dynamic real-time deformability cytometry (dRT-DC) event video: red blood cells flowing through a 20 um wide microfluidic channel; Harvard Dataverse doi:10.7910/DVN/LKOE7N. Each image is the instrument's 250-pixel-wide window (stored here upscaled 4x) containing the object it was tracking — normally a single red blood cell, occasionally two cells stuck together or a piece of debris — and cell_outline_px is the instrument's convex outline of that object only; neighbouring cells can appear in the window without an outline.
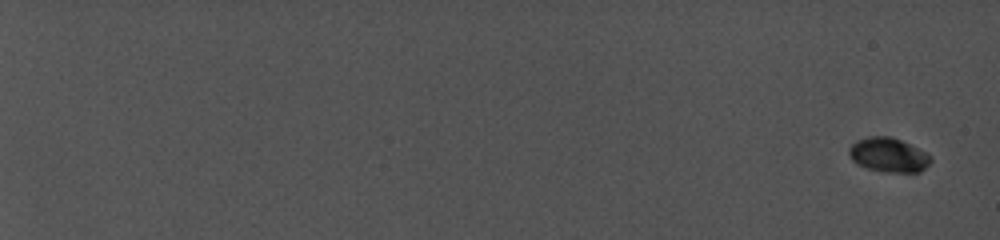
{"species": "common noctule bat (a hibernating species)", "species_latin": "Nyctalus noctula", "temperature_condition": "cold", "stored_images_in_passage": 15, "camera_frame_rate_fps": 5000, "um_per_image_px": 0.085, "animal": {"sex": "female", "body_mass_g": 19.0, "forearm_length_mm": 56.7}, "frame": {"image": 1, "passage_image": 1, "time_ms": 0.0, "image_size_px": [1000, 240], "cell_outline_px": [[932, 160], [920, 172], [884, 172], [868, 168], [856, 164], [852, 160], [848, 152], [848, 148], [856, 140], [868, 136], [888, 136], [900, 140], [932, 156]], "centroid_in_image_um": [75.48, 13.17], "position_along_channel_um": 9.5, "area_um2": 16.24}}
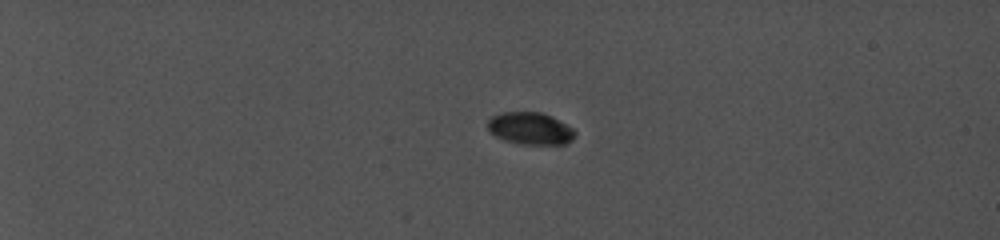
{"frame": {"image": 2, "passage_image": 6, "time_ms": 5.6, "image_size_px": [1000, 240], "cell_outline_px": [[576, 132], [572, 140], [568, 144], [520, 144], [504, 140], [496, 136], [488, 128], [488, 120], [492, 116], [500, 112], [540, 112], [552, 116], [572, 128]], "centroid_in_image_um": [45.08, 10.92], "position_along_channel_um": 39.9, "area_um2": 16.36}}
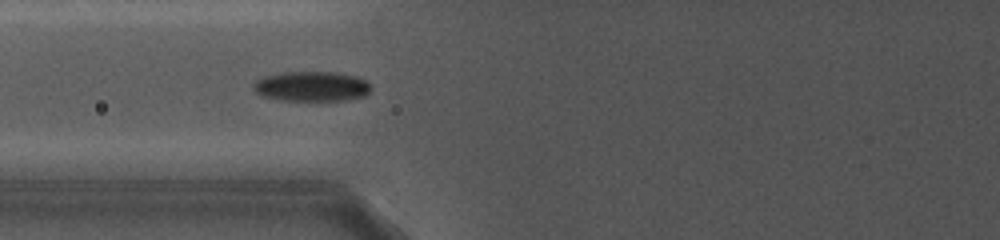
{"frame": {"image": 3, "passage_image": 12, "time_ms": 10.2, "image_size_px": [1000, 240], "cell_outline_px": [[372, 88], [364, 96], [348, 100], [280, 100], [264, 96], [256, 92], [252, 88], [256, 80], [264, 76], [284, 72], [332, 72], [356, 76], [364, 80]], "centroid_in_image_um": [26.48, 7.34], "position_along_channel_um": 99.3, "area_um2": 20.35}}